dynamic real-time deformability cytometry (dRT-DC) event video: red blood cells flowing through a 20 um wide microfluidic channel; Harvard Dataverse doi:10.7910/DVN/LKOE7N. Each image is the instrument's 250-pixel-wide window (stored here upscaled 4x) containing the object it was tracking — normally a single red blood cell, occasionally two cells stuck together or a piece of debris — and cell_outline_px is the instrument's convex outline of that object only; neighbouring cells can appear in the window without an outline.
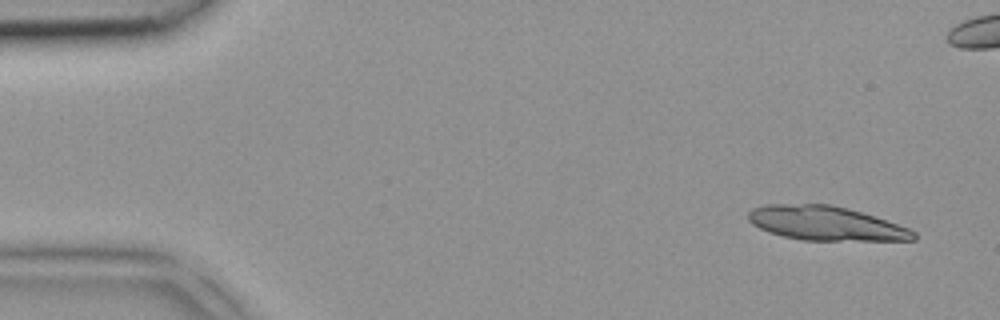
{"species": "common noctule bat (a hibernating species)", "species_latin": "Nyctalus noctula", "temperature_condition": "room temperature", "stored_images_in_passage": 5, "camera_frame_rate_fps": 3000, "um_per_image_px": 0.085, "animal": {"sex": "female", "body_mass_g": 18.4}, "frame": {"image": 1, "passage_image": 1, "time_ms": 0.0, "image_size_px": [1000, 320], "cell_outline_px": [[916, 240], [804, 240], [784, 236], [768, 232], [752, 224], [748, 220], [748, 212], [752, 208], [768, 204], [828, 204], [848, 208], [908, 228], [916, 232]], "centroid_in_image_um": [70.15, 18.98], "position_along_channel_um": 14.9, "area_um2": 32.54}}